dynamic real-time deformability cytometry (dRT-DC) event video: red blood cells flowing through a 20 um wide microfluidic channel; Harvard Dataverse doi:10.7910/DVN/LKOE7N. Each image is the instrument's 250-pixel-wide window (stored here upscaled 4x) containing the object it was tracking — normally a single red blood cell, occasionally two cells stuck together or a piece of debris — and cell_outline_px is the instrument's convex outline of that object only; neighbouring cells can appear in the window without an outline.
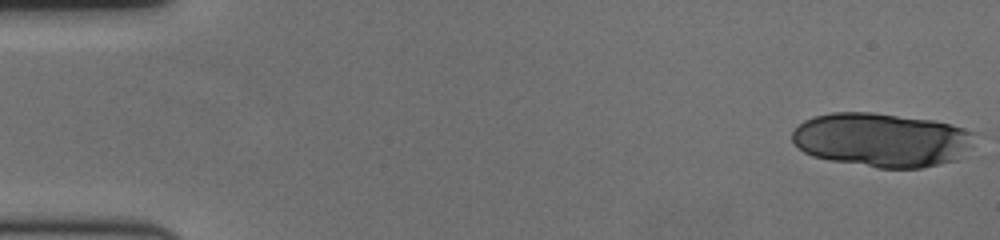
{"species": "human", "species_latin": "Homo sapiens", "temperature_condition": "cold", "stored_images_in_passage": 19, "camera_frame_rate_fps": 3000, "um_per_image_px": 0.085, "donor": {"sex": "female"}, "frame": {"image": 1, "passage_image": 1, "time_ms": 0.0, "image_size_px": [1000, 240], "cell_outline_px": [[976, 132], [972, 148], [956, 160], [920, 168], [876, 168], [832, 160], [812, 156], [804, 152], [792, 140], [792, 132], [804, 120], [816, 116], [832, 112], [872, 112], [932, 120], [964, 128]], "centroid_in_image_um": [74.98, 11.89], "position_along_channel_um": 10.0, "area_um2": 57.51}}